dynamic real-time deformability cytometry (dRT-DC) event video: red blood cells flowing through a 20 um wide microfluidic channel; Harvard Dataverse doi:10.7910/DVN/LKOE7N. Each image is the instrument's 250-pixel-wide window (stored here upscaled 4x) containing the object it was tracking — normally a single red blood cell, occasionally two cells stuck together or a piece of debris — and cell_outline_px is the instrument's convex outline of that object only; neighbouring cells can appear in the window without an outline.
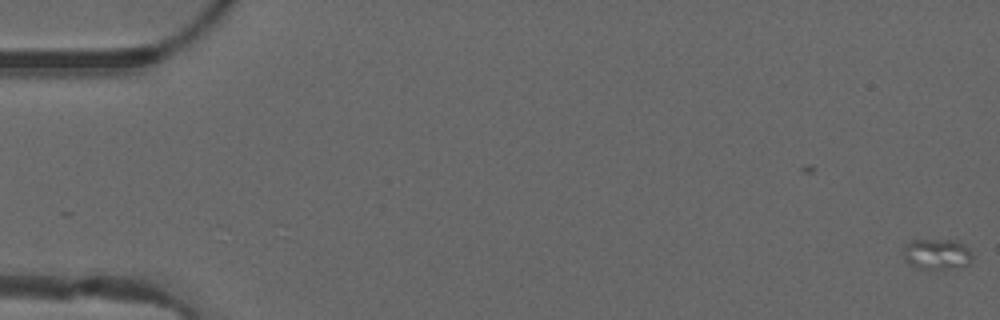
{"species": "common noctule bat (a hibernating species)", "species_latin": "Nyctalus noctula", "temperature_condition": "warm", "stored_images_in_passage": 22, "camera_frame_rate_fps": 3000, "um_per_image_px": 0.085, "animal": {"sex": "male", "forearm_length_mm": 52.5}, "frame": {"image": 1, "passage_image": 1, "time_ms": 0.0, "image_size_px": [1000, 320], "cell_outline_px": [[972, 260], [968, 264], [960, 268], [932, 272], [916, 268], [904, 260], [900, 252], [904, 244], [908, 240], [956, 240], [964, 244], [972, 252]], "centroid_in_image_um": [79.59, 21.65], "position_along_channel_um": 5.4, "area_um2": 13.35}}